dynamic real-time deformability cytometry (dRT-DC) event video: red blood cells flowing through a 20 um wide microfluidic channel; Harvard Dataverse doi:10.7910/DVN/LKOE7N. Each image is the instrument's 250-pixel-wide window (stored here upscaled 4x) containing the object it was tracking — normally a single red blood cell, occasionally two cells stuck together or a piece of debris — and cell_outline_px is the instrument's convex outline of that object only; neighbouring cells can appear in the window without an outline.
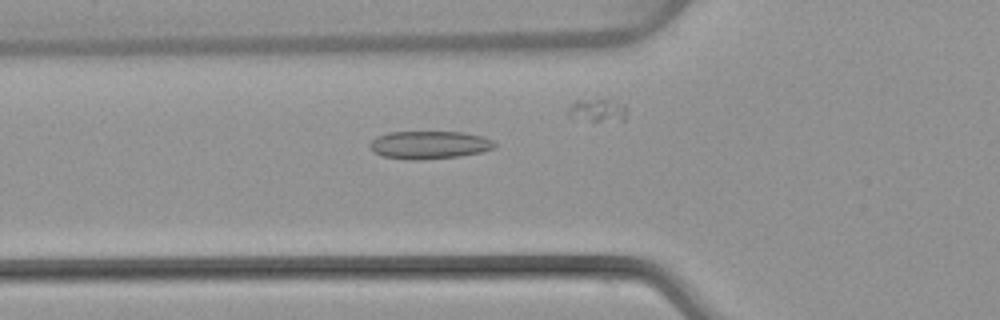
{"species": "common noctule bat (a hibernating species)", "species_latin": "Nyctalus noctula", "temperature_condition": "warm", "stored_images_in_passage": 40, "camera_frame_rate_fps": 3000, "um_per_image_px": 0.085, "animal": {"sex": "female", "body_mass_g": 22.7, "forearm_length_mm": 54.2}, "frame": {"image": 1, "passage_image": 18, "time_ms": 5.667, "image_size_px": [1000, 320], "cell_outline_px": [[496, 148], [484, 152], [460, 156], [420, 160], [408, 160], [380, 156], [372, 152], [368, 144], [376, 136], [388, 132], [464, 132], [484, 136], [492, 140], [496, 144]], "centroid_in_image_um": [36.49, 12.32], "position_along_channel_um": 89.3, "area_um2": 20.75}}
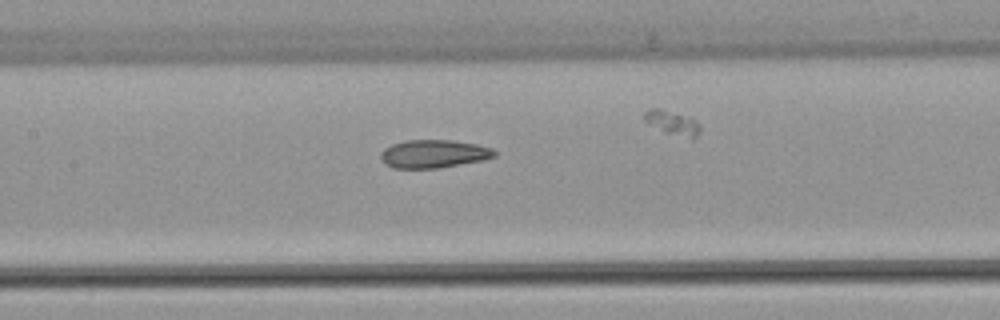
{"frame": {"image": 2, "passage_image": 24, "time_ms": 7.667, "image_size_px": [1000, 320], "cell_outline_px": [[496, 156], [484, 160], [440, 168], [392, 168], [384, 164], [380, 156], [380, 152], [384, 148], [392, 144], [404, 140], [452, 140], [476, 144], [492, 148], [496, 152]], "centroid_in_image_um": [36.85, 13.08], "position_along_channel_um": 170.6, "area_um2": 18.84}}
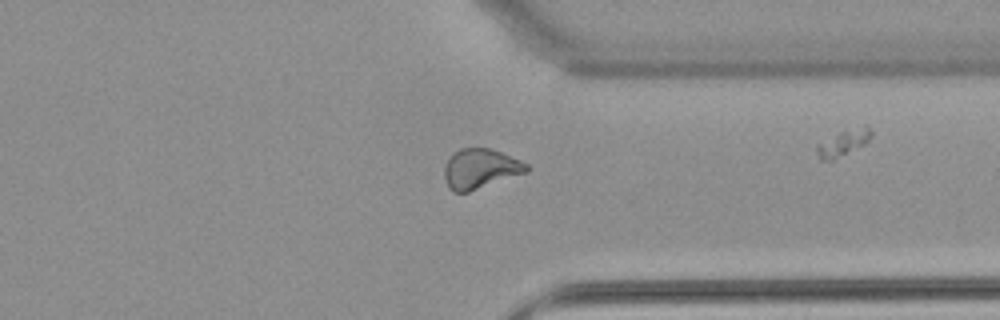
{"frame": {"image": 3, "passage_image": 39, "time_ms": 12.667, "image_size_px": [1000, 320], "cell_outline_px": [[528, 172], [468, 192], [452, 192], [448, 188], [444, 180], [444, 168], [448, 160], [460, 148], [492, 148], [520, 160], [528, 164]], "centroid_in_image_um": [40.83, 14.35], "position_along_channel_um": 370.6, "area_um2": 19.07}}